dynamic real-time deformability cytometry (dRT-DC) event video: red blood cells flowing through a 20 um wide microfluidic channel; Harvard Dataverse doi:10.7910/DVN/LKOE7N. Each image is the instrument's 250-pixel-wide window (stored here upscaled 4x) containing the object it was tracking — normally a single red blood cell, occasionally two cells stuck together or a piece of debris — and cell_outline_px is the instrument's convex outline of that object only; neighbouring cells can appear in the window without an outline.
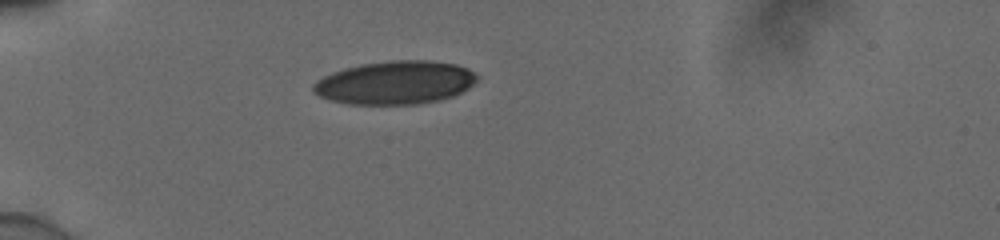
{"species": "human", "species_latin": "Homo sapiens", "temperature_condition": "cold", "stored_images_in_passage": 7, "camera_frame_rate_fps": 3000, "um_per_image_px": 0.085, "donor": {"sex": "male"}, "frame": {"image": 1, "passage_image": 1, "time_ms": 0.0, "image_size_px": [1000, 240], "cell_outline_px": [[480, 76], [468, 88], [452, 96], [440, 100], [416, 104], [348, 104], [332, 100], [320, 96], [312, 92], [312, 84], [316, 80], [332, 72], [360, 64], [388, 60], [432, 60], [456, 64], [468, 68]], "centroid_in_image_um": [33.59, 7.01], "position_along_channel_um": 51.4, "area_um2": 41.5}}
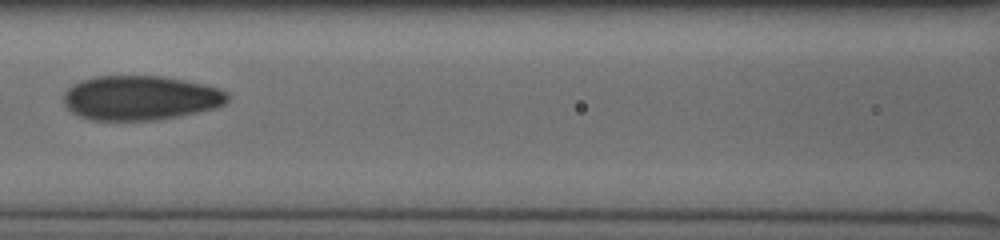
{"frame": {"image": 2, "passage_image": 5, "time_ms": 1.333, "image_size_px": [1000, 240], "cell_outline_px": [[228, 100], [224, 104], [216, 108], [176, 116], [152, 120], [92, 120], [80, 116], [72, 112], [64, 104], [64, 92], [72, 84], [80, 80], [96, 76], [160, 76], [184, 80], [204, 84], [228, 92]], "centroid_in_image_um": [11.91, 8.31], "position_along_channel_um": 154.7, "area_um2": 42.37}}
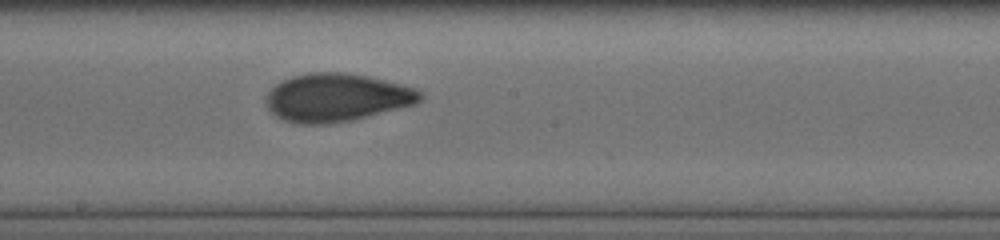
{"frame": {"image": 3, "passage_image": 7, "time_ms": 2.0, "image_size_px": [1000, 240], "cell_outline_px": [[424, 96], [416, 104], [352, 120], [328, 124], [296, 124], [284, 120], [276, 116], [268, 108], [268, 92], [276, 84], [292, 76], [308, 72], [344, 72], [384, 80], [416, 88]], "centroid_in_image_um": [28.62, 8.3], "position_along_channel_um": 219.6, "area_um2": 42.95}}